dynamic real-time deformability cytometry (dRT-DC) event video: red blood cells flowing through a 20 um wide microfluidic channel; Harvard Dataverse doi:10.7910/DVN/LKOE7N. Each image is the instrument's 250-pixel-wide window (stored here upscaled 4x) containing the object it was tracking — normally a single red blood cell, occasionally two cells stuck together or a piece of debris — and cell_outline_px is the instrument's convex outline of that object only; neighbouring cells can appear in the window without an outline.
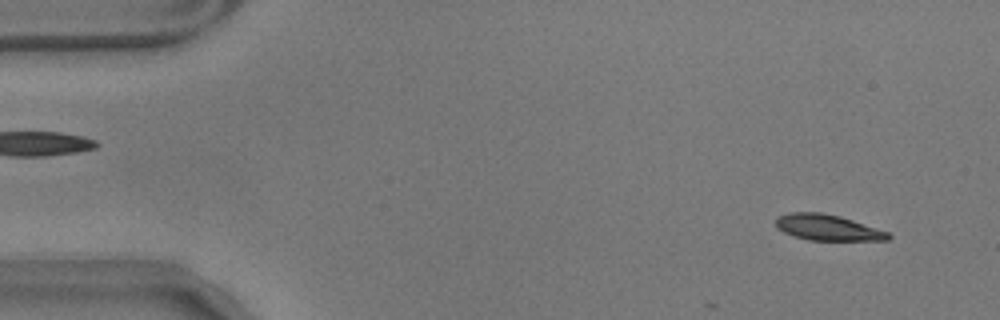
{"species": "common noctule bat (a hibernating species)", "species_latin": "Nyctalus noctula", "temperature_condition": "warm", "stored_images_in_passage": 7, "camera_frame_rate_fps": 3000, "um_per_image_px": 0.085, "animal": {"sex": "male", "body_mass_g": 17.9}, "frame": {"image": 1, "passage_image": 5, "time_ms": 1.333, "image_size_px": [1000, 320], "cell_outline_px": [[892, 236], [888, 240], [808, 240], [784, 232], [776, 228], [776, 216], [788, 212], [820, 212], [840, 216], [888, 232]], "centroid_in_image_um": [70.31, 19.33], "position_along_channel_um": 14.7, "area_um2": 16.88}}